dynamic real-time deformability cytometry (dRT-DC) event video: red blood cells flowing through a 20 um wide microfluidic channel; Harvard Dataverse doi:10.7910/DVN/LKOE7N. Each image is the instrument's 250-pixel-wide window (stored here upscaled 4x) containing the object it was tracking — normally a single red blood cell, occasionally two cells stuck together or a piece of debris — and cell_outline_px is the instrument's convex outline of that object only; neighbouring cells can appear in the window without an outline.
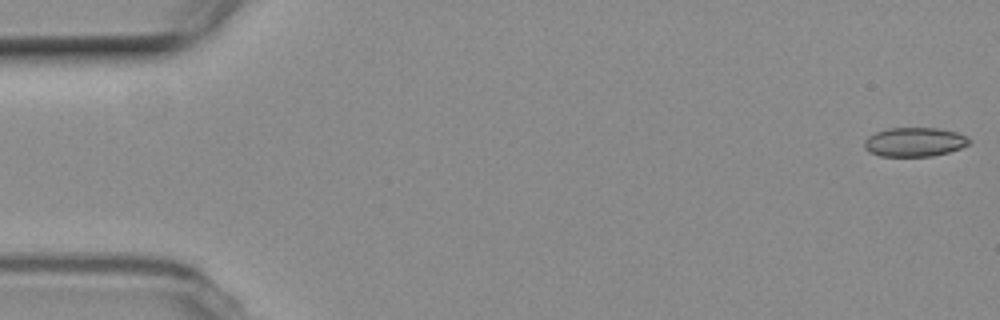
{"species": "common noctule bat (a hibernating species)", "species_latin": "Nyctalus noctula", "temperature_condition": "room temperature", "stored_images_in_passage": 56, "camera_frame_rate_fps": 3000, "um_per_image_px": 0.085, "animal": {"sex": "female", "body_mass_g": 19.3, "forearm_length_mm": 54.1}, "frame": {"image": 1, "passage_image": 1, "time_ms": 0.0, "image_size_px": [1000, 320], "cell_outline_px": [[972, 140], [968, 144], [960, 148], [948, 152], [932, 156], [880, 156], [868, 152], [864, 148], [864, 140], [868, 136], [876, 132], [888, 128], [936, 128], [956, 132]], "centroid_in_image_um": [77.69, 12.07], "position_along_channel_um": 7.3, "area_um2": 17.74}}
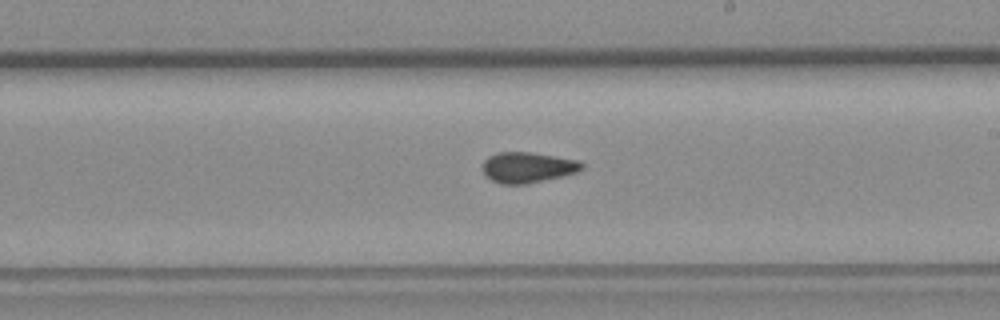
{"frame": {"image": 2, "passage_image": 32, "time_ms": 10.333, "image_size_px": [1000, 320], "cell_outline_px": [[584, 168], [576, 172], [564, 176], [524, 184], [504, 184], [492, 180], [484, 176], [484, 160], [488, 156], [496, 152], [532, 152], [580, 160], [584, 164]], "centroid_in_image_um": [44.88, 14.22], "position_along_channel_um": 244.1, "area_um2": 17.8}}
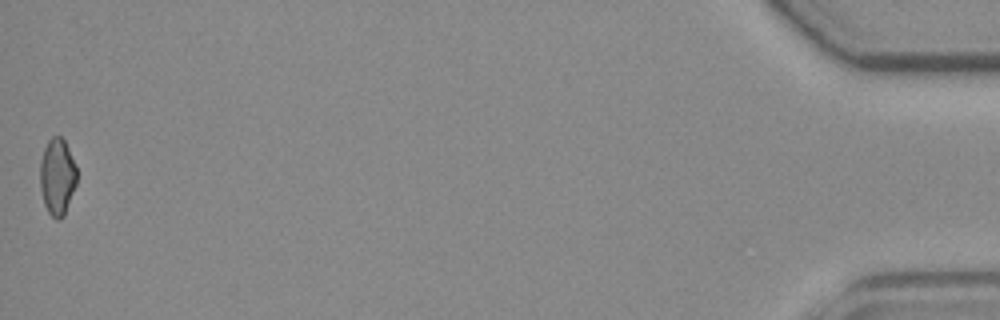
{"frame": {"image": 3, "passage_image": 56, "time_ms": 18.333, "image_size_px": [1000, 320], "cell_outline_px": [[76, 184], [64, 216], [60, 220], [56, 220], [48, 212], [44, 204], [40, 188], [40, 160], [44, 148], [48, 140], [52, 136], [60, 136], [64, 140], [68, 148], [76, 168]], "centroid_in_image_um": [4.85, 15.03], "position_along_channel_um": 430.4, "area_um2": 16.42}, "authors_computed_cell_mechanics": {"area_um2": 17.8602, "velocity_mm_per_s": 3.6361, "shape_relaxation_time_tau1_ms": null, "shape_relaxation_time_tau2_ms": 2.5459, "deformation_change_tau1": null, "deformation_change_tau2": 0.0699}}